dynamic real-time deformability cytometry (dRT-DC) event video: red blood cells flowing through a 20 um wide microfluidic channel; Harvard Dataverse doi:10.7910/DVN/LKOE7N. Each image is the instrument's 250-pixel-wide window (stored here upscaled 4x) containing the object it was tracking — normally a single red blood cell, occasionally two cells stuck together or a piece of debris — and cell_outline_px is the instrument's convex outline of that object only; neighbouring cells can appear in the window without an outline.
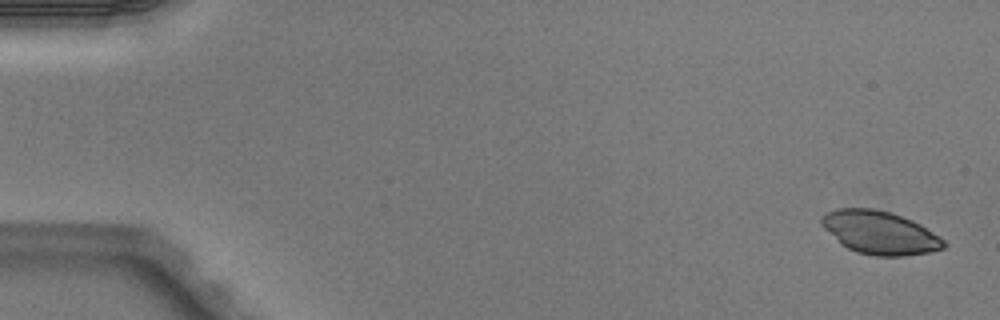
{"species": "Egyptian fruit bat (a non-hibernating species)", "species_latin": "Rousettus aegyptiacus", "temperature_condition": "warm", "stored_images_in_passage": 5, "camera_frame_rate_fps": 3000, "um_per_image_px": 0.085, "animal": {"sex": "male"}, "frame": {"image": 1, "passage_image": 1, "time_ms": 0.0, "image_size_px": [1000, 320], "cell_outline_px": [[948, 244], [944, 248], [928, 252], [904, 256], [876, 256], [856, 252], [840, 244], [820, 224], [820, 216], [824, 212], [836, 208], [872, 208], [892, 212], [912, 220], [920, 224], [944, 240]], "centroid_in_image_um": [74.74, 19.76], "position_along_channel_um": 10.3, "area_um2": 30.92}}
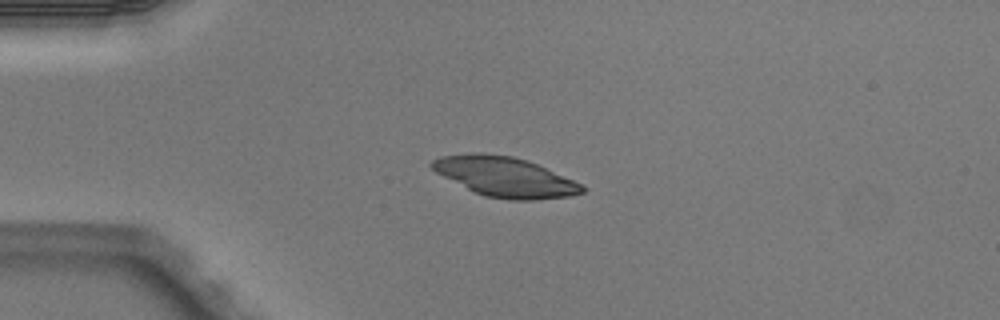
{"frame": {"image": 2, "passage_image": 4, "time_ms": 1.0, "image_size_px": [1000, 320], "cell_outline_px": [[588, 188], [584, 192], [572, 196], [532, 200], [512, 200], [484, 196], [436, 172], [428, 164], [432, 160], [440, 156], [476, 152], [480, 152], [512, 156], [536, 164], [572, 180]], "centroid_in_image_um": [42.92, 15.03], "position_along_channel_um": 42.1, "area_um2": 34.39}}